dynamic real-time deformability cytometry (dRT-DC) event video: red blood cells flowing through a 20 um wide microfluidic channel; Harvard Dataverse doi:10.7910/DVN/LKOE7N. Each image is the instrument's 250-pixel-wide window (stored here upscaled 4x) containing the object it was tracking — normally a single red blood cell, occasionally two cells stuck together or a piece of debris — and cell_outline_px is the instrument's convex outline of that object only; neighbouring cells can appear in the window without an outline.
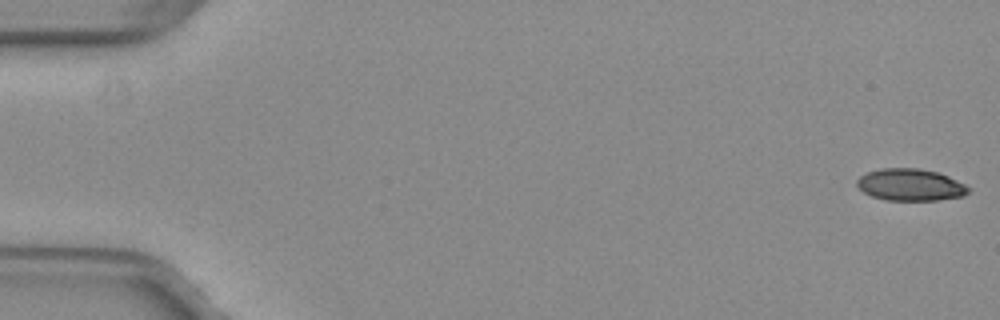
{"species": "common noctule bat (a hibernating species)", "species_latin": "Nyctalus noctula", "temperature_condition": "warm", "stored_images_in_passage": 13, "camera_frame_rate_fps": 3000, "um_per_image_px": 0.085, "animal": {"sex": "female", "body_mass_g": 29.2, "forearm_length_mm": 56.3}, "frame": {"image": 1, "passage_image": 1, "time_ms": 0.0, "image_size_px": [1000, 320], "cell_outline_px": [[972, 188], [964, 196], [940, 200], [884, 200], [872, 196], [864, 192], [856, 184], [856, 180], [860, 176], [868, 172], [880, 168], [920, 168], [936, 172], [948, 176]], "centroid_in_image_um": [77.39, 15.71], "position_along_channel_um": 7.6, "area_um2": 20.81}}